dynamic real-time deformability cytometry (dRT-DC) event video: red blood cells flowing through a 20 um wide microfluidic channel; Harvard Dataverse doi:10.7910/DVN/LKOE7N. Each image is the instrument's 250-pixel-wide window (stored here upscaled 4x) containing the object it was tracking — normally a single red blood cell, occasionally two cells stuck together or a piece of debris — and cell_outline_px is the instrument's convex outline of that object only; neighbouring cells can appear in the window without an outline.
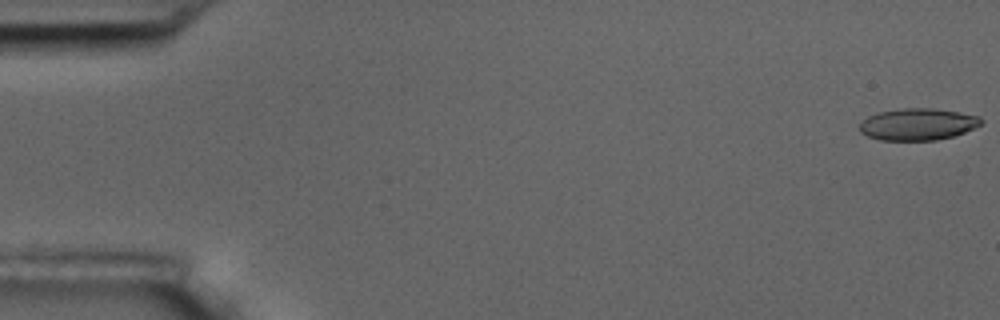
{"species": "common noctule bat (a hibernating species)", "species_latin": "Nyctalus noctula", "temperature_condition": "room temperature", "stored_images_in_passage": 4, "camera_frame_rate_fps": 3000, "um_per_image_px": 0.085, "animal": {"sex": "male", "body_mass_g": 17.5, "forearm_length_mm": 52.3}, "frame": {"image": 1, "passage_image": 1, "time_ms": 0.0, "image_size_px": [1000, 320], "cell_outline_px": [[984, 120], [980, 124], [964, 132], [952, 136], [936, 140], [880, 140], [868, 136], [860, 132], [860, 124], [868, 116], [876, 112], [900, 108], [932, 108], [960, 112], [980, 116]], "centroid_in_image_um": [78.0, 10.55], "position_along_channel_um": 7.0, "area_um2": 22.54}}